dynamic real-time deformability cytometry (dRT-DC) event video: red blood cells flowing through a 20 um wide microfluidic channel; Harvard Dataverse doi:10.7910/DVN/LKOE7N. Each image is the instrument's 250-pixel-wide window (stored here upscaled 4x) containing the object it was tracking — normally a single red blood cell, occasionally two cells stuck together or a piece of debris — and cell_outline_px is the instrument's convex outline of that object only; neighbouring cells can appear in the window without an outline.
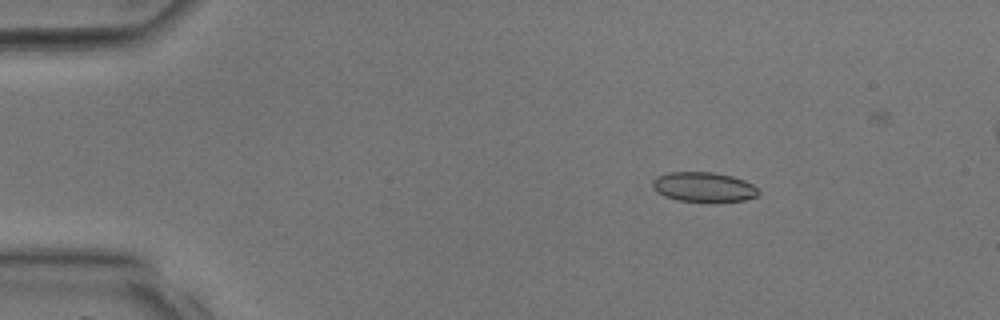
{"species": "common noctule bat (a hibernating species)", "species_latin": "Nyctalus noctula", "temperature_condition": "room temperature", "stored_images_in_passage": 37, "camera_frame_rate_fps": 3000, "um_per_image_px": 0.085, "animal": {"sex": "male", "body_mass_g": 17.9, "forearm_length_mm": 54.2}, "frame": {"image": 1, "passage_image": 6, "time_ms": 1.667, "image_size_px": [1000, 320], "cell_outline_px": [[760, 192], [756, 196], [744, 200], [708, 204], [676, 200], [664, 196], [656, 192], [652, 188], [652, 180], [656, 176], [668, 172], [712, 172], [732, 176], [744, 180], [752, 184]], "centroid_in_image_um": [59.78, 15.93], "position_along_channel_um": 25.2, "area_um2": 19.02}}
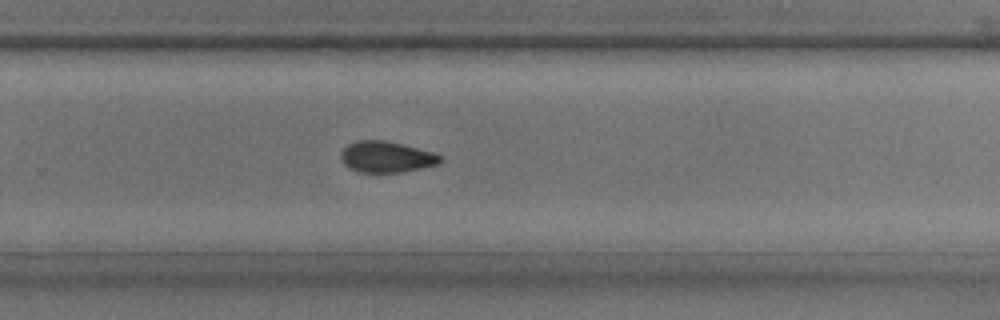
{"frame": {"image": 2, "passage_image": 25, "time_ms": 8.0, "image_size_px": [1000, 320], "cell_outline_px": [[440, 160], [436, 164], [420, 168], [400, 172], [360, 172], [348, 168], [344, 164], [340, 156], [340, 152], [348, 144], [356, 140], [384, 140], [432, 152], [440, 156]], "centroid_in_image_um": [32.76, 13.33], "position_along_channel_um": 297.0, "area_um2": 17.69}}
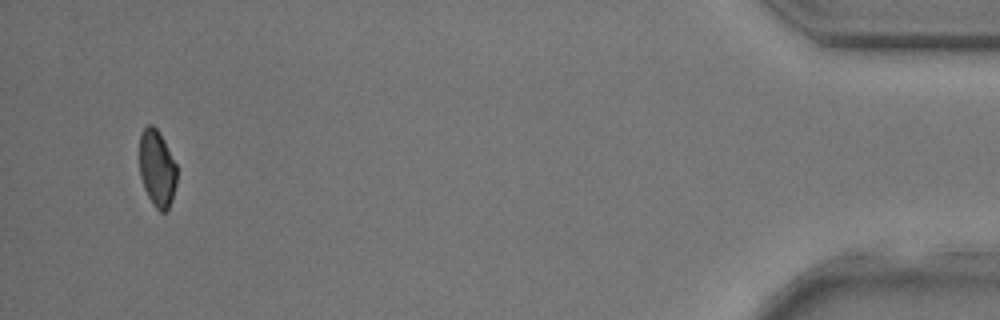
{"frame": {"image": 3, "passage_image": 36, "time_ms": 11.667, "image_size_px": [1000, 320], "cell_outline_px": [[176, 184], [172, 200], [168, 208], [164, 212], [160, 212], [152, 204], [144, 188], [140, 176], [140, 136], [144, 128], [148, 124], [152, 124], [160, 132], [176, 164]], "centroid_in_image_um": [13.35, 14.31], "position_along_channel_um": 421.9, "area_um2": 16.7}}